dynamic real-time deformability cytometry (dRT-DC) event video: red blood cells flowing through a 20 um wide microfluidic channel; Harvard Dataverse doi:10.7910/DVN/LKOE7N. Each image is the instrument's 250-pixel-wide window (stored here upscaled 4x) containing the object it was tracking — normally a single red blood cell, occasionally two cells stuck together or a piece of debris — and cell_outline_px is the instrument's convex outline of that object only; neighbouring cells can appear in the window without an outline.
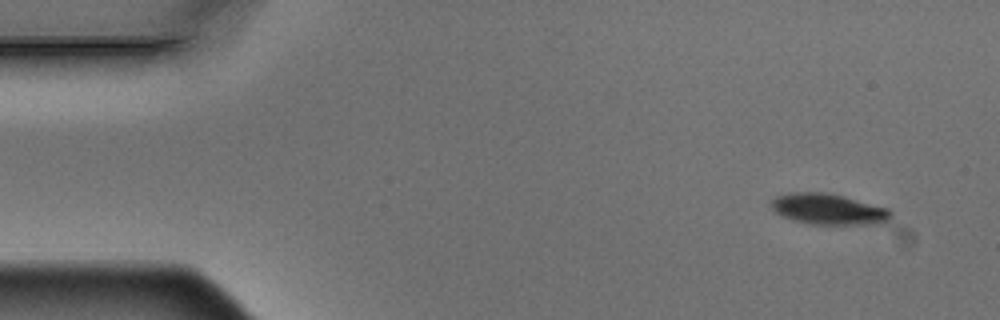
{"species": "Egyptian fruit bat (a non-hibernating species)", "species_latin": "Rousettus aegyptiacus", "temperature_condition": "warm", "stored_images_in_passage": 5, "camera_frame_rate_fps": 3000, "um_per_image_px": 0.085, "animal": {"sex": "male"}, "frame": {"image": 1, "passage_image": 1, "time_ms": 0.0, "image_size_px": [1000, 320], "cell_outline_px": [[892, 216], [888, 224], [808, 224], [792, 220], [776, 212], [772, 208], [772, 200], [776, 196], [788, 192], [824, 192], [844, 196], [888, 208], [892, 212]], "centroid_in_image_um": [70.47, 17.78], "position_along_channel_um": 14.5, "area_um2": 21.73}}
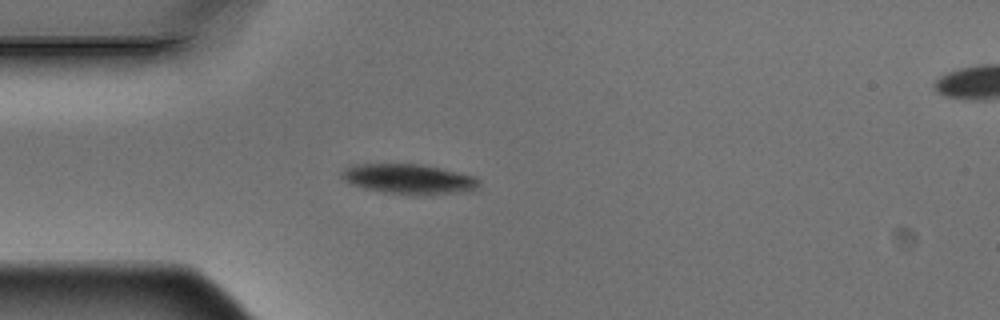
{"frame": {"image": 2, "passage_image": 4, "time_ms": 1.0, "image_size_px": [1000, 320], "cell_outline_px": [[480, 188], [468, 192], [416, 196], [384, 192], [364, 188], [352, 184], [344, 180], [340, 176], [340, 172], [344, 168], [352, 164], [420, 164], [440, 168], [476, 176], [480, 180]], "centroid_in_image_um": [34.8, 15.23], "position_along_channel_um": 50.2, "area_um2": 24.51}}